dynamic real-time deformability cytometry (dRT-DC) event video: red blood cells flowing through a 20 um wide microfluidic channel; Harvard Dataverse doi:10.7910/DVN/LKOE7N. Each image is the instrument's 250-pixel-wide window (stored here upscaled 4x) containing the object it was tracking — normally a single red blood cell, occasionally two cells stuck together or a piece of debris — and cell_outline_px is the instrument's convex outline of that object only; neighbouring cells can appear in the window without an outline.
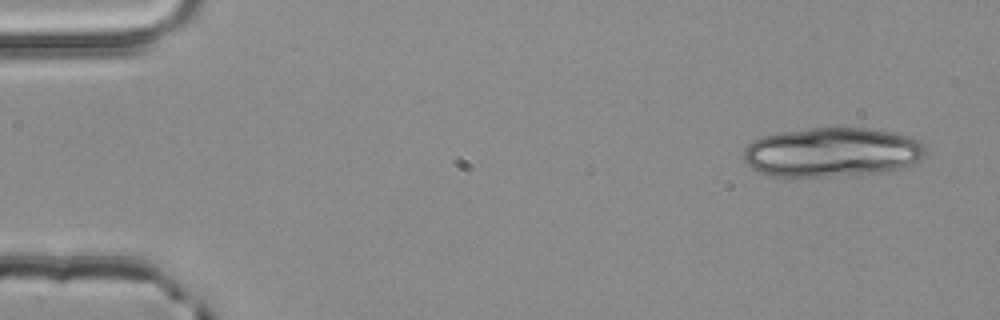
{"species": "common noctule bat (a hibernating species)", "species_latin": "Nyctalus noctula", "temperature_condition": "room temperature", "stored_images_in_passage": 4, "camera_frame_rate_fps": 3000, "um_per_image_px": 0.085, "animal": {"sex": "male", "body_mass_g": 20.4}, "frame": {"image": 1, "passage_image": 1, "time_ms": 0.0, "image_size_px": [1000, 320], "cell_outline_px": [[924, 156], [920, 160], [912, 164], [888, 172], [836, 176], [772, 176], [760, 172], [752, 168], [744, 160], [744, 148], [752, 140], [764, 136], [780, 132], [808, 128], [868, 128], [888, 132], [920, 140], [924, 144]], "centroid_in_image_um": [70.71, 12.94], "position_along_channel_um": 14.3, "area_um2": 52.31}}